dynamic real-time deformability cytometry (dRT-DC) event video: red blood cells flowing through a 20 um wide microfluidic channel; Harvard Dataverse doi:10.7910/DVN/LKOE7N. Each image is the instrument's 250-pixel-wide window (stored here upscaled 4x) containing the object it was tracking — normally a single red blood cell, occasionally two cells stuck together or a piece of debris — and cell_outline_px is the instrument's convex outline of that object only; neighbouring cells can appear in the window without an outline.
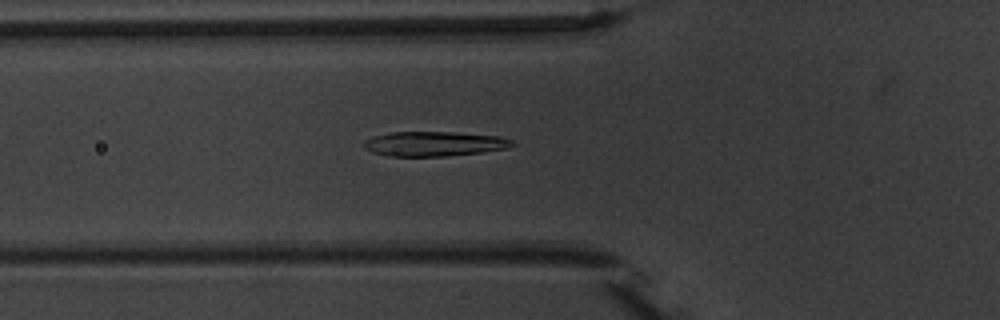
{"species": "common noctule bat (a hibernating species)", "species_latin": "Nyctalus noctula", "temperature_condition": "warm", "stored_images_in_passage": 6, "camera_frame_rate_fps": 3000, "um_per_image_px": 0.085, "animal": {"sex": "male", "body_mass_g": 20.1, "forearm_length_mm": 53.5}, "frame": {"image": 1, "passage_image": 6, "time_ms": 8.0, "image_size_px": [1000, 320], "cell_outline_px": [[516, 144], [508, 148], [484, 152], [444, 156], [388, 156], [372, 152], [364, 148], [364, 140], [376, 136], [392, 132], [452, 132], [500, 136], [512, 140]], "centroid_in_image_um": [36.94, 12.22], "position_along_channel_um": 88.9, "area_um2": 21.33}}